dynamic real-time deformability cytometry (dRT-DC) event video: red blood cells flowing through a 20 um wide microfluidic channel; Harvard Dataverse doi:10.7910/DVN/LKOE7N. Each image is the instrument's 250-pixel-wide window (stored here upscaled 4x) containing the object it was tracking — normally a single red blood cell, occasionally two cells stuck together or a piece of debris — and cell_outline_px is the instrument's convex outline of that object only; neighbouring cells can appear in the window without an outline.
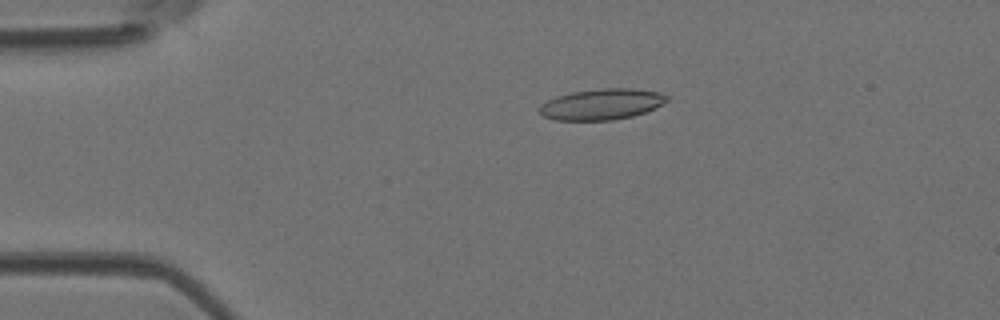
{"species": "Egyptian fruit bat (a non-hibernating species)", "species_latin": "Rousettus aegyptiacus", "temperature_condition": "room temperature", "stored_images_in_passage": 2, "camera_frame_rate_fps": 3000, "um_per_image_px": 0.085, "animal": {"sex": "female"}, "frame": {"image": 1, "passage_image": 1, "time_ms": 0.0, "image_size_px": [1000, 320], "cell_outline_px": [[668, 100], [644, 112], [632, 116], [612, 120], [556, 120], [544, 116], [540, 112], [540, 104], [556, 96], [572, 92], [600, 88], [632, 88], [660, 92], [668, 96]], "centroid_in_image_um": [51.13, 8.85], "position_along_channel_um": 33.9, "area_um2": 22.77}}